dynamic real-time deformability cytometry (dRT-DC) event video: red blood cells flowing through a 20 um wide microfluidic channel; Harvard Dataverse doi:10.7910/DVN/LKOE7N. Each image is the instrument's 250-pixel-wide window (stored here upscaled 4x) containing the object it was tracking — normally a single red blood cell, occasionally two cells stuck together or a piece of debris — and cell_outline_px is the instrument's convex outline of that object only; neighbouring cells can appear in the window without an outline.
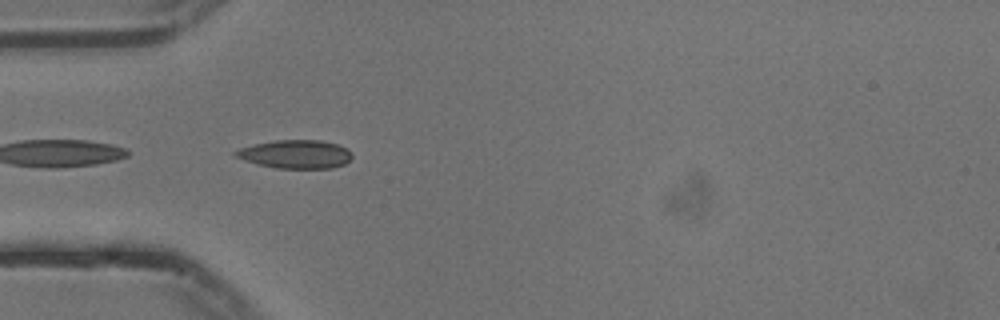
{"species": "common noctule bat (a hibernating species)", "species_latin": "Nyctalus noctula", "temperature_condition": "cold", "stored_images_in_passage": 16, "camera_frame_rate_fps": 3000, "um_per_image_px": 0.085, "animal": {"sex": "male", "body_mass_g": 13.3}, "frame": {"image": 1, "passage_image": 1, "time_ms": 0.0, "image_size_px": [1000, 320], "cell_outline_px": [[352, 156], [344, 164], [332, 168], [276, 168], [256, 164], [244, 160], [236, 156], [232, 152], [240, 148], [256, 144], [276, 140], [320, 140], [336, 144], [352, 152]], "centroid_in_image_um": [25.1, 13.11], "position_along_channel_um": 59.9, "area_um2": 19.13}}
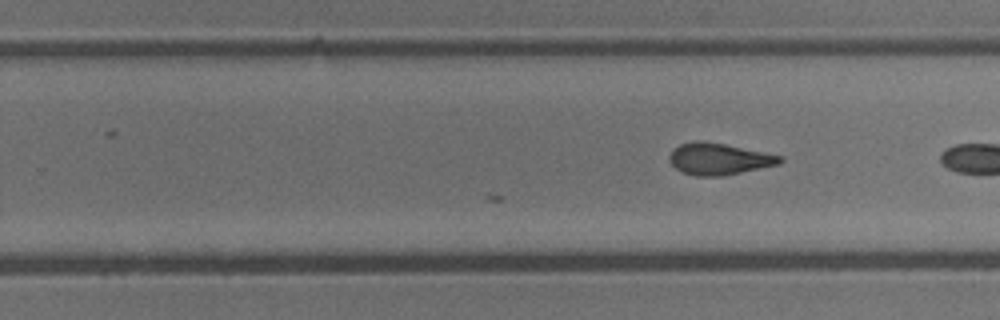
{"frame": {"image": 2, "passage_image": 16, "time_ms": 5.0, "image_size_px": [1000, 320], "cell_outline_px": [[784, 160], [780, 164], [720, 176], [696, 176], [680, 172], [668, 160], [668, 156], [672, 148], [680, 144], [696, 140], [704, 140], [784, 156]], "centroid_in_image_um": [61.07, 13.5], "position_along_channel_um": 268.7, "area_um2": 20.52}}